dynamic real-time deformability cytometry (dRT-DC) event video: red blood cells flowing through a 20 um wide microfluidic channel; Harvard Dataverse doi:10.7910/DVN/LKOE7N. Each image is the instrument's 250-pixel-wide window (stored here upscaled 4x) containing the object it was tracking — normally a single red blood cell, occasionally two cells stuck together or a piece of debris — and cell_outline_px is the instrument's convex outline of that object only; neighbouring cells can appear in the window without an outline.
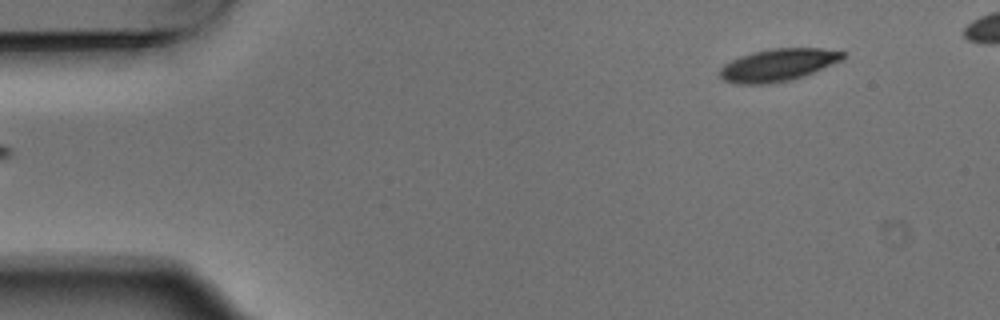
{"species": "Egyptian fruit bat (a non-hibernating species)", "species_latin": "Rousettus aegyptiacus", "temperature_condition": "warm", "stored_images_in_passage": 4, "camera_frame_rate_fps": 3000, "um_per_image_px": 0.085, "animal": {"sex": "male"}, "frame": {"image": 1, "passage_image": 4, "time_ms": 1.0, "image_size_px": [1000, 320], "cell_outline_px": [[848, 56], [844, 60], [804, 76], [788, 80], [764, 84], [736, 84], [724, 80], [720, 76], [720, 68], [724, 64], [740, 56], [752, 52], [772, 48], [820, 48], [848, 52]], "centroid_in_image_um": [66.19, 5.51], "position_along_channel_um": 18.8, "area_um2": 23.41}}